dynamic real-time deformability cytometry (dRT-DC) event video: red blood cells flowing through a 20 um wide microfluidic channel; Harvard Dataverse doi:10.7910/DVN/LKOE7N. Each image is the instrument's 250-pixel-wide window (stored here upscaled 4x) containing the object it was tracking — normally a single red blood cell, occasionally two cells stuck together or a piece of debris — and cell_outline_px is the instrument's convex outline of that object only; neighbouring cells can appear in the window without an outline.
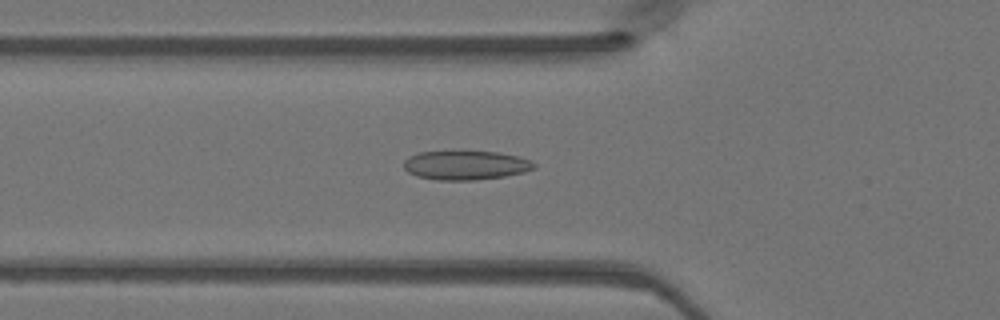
{"species": "Egyptian fruit bat (a non-hibernating species)", "species_latin": "Rousettus aegyptiacus", "temperature_condition": "warm", "stored_images_in_passage": 48, "camera_frame_rate_fps": 3000, "um_per_image_px": 0.085, "animal": {"sex": "female"}, "frame": {"image": 1, "passage_image": 17, "time_ms": 5.333, "image_size_px": [1000, 320], "cell_outline_px": [[536, 168], [524, 172], [504, 176], [476, 180], [436, 180], [416, 176], [408, 172], [404, 168], [404, 160], [408, 156], [420, 152], [496, 152], [516, 156], [532, 160], [536, 164]], "centroid_in_image_um": [39.58, 14.05], "position_along_channel_um": 86.2, "area_um2": 22.02}}
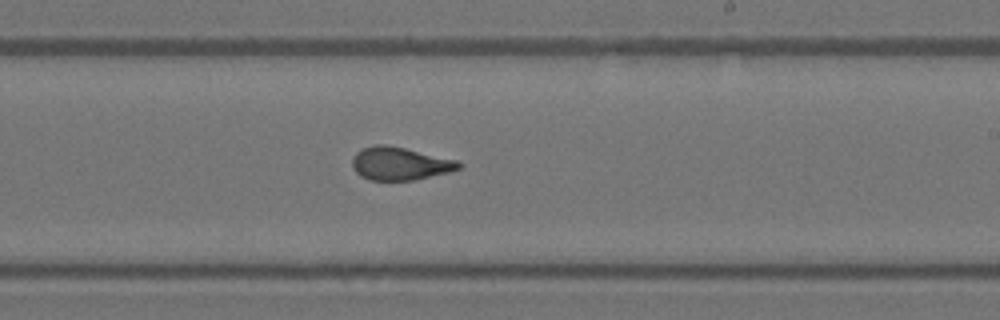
{"frame": {"image": 2, "passage_image": 29, "time_ms": 9.333, "image_size_px": [1000, 320], "cell_outline_px": [[464, 164], [460, 168], [448, 172], [412, 180], [368, 180], [360, 176], [352, 168], [352, 156], [356, 152], [372, 144], [388, 144], [456, 160]], "centroid_in_image_um": [33.94, 13.89], "position_along_channel_um": 255.1, "area_um2": 20.52}}
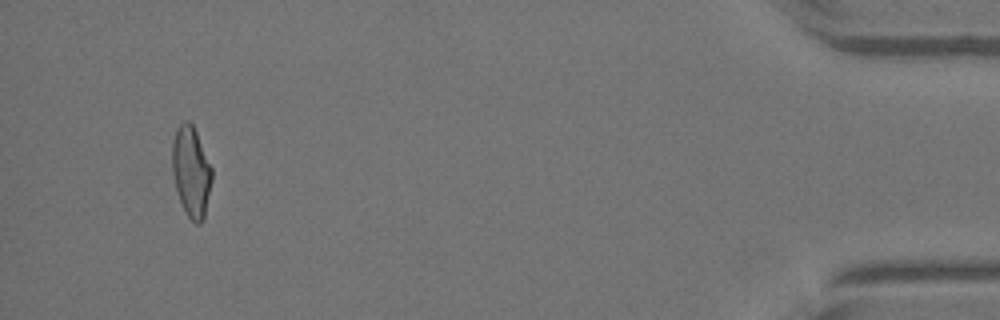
{"frame": {"image": 3, "passage_image": 46, "time_ms": 15.0, "image_size_px": [1000, 320], "cell_outline_px": [[212, 180], [204, 220], [200, 224], [196, 224], [184, 212], [176, 188], [172, 172], [172, 140], [176, 128], [184, 120], [188, 120], [192, 124], [196, 132], [212, 168]], "centroid_in_image_um": [16.24, 14.6], "position_along_channel_um": 419.0, "area_um2": 21.04}}